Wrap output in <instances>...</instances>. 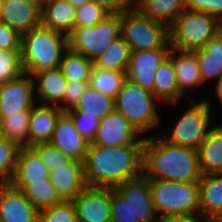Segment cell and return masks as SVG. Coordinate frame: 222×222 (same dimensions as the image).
<instances>
[{
	"mask_svg": "<svg viewBox=\"0 0 222 222\" xmlns=\"http://www.w3.org/2000/svg\"><path fill=\"white\" fill-rule=\"evenodd\" d=\"M145 142L123 146L90 144L84 176L89 187L115 188L120 183L143 175Z\"/></svg>",
	"mask_w": 222,
	"mask_h": 222,
	"instance_id": "cell-1",
	"label": "cell"
},
{
	"mask_svg": "<svg viewBox=\"0 0 222 222\" xmlns=\"http://www.w3.org/2000/svg\"><path fill=\"white\" fill-rule=\"evenodd\" d=\"M143 174L149 180L199 182L201 171L196 149L173 145L159 134L146 136Z\"/></svg>",
	"mask_w": 222,
	"mask_h": 222,
	"instance_id": "cell-2",
	"label": "cell"
},
{
	"mask_svg": "<svg viewBox=\"0 0 222 222\" xmlns=\"http://www.w3.org/2000/svg\"><path fill=\"white\" fill-rule=\"evenodd\" d=\"M68 37L42 25L21 36V63L25 74L58 68Z\"/></svg>",
	"mask_w": 222,
	"mask_h": 222,
	"instance_id": "cell-3",
	"label": "cell"
},
{
	"mask_svg": "<svg viewBox=\"0 0 222 222\" xmlns=\"http://www.w3.org/2000/svg\"><path fill=\"white\" fill-rule=\"evenodd\" d=\"M114 104L115 110L124 115L143 136L164 121L158 111V106L162 103L153 93L127 78L117 93Z\"/></svg>",
	"mask_w": 222,
	"mask_h": 222,
	"instance_id": "cell-4",
	"label": "cell"
},
{
	"mask_svg": "<svg viewBox=\"0 0 222 222\" xmlns=\"http://www.w3.org/2000/svg\"><path fill=\"white\" fill-rule=\"evenodd\" d=\"M220 31L221 21L217 17L185 9L169 26V43L175 50L194 52Z\"/></svg>",
	"mask_w": 222,
	"mask_h": 222,
	"instance_id": "cell-5",
	"label": "cell"
},
{
	"mask_svg": "<svg viewBox=\"0 0 222 222\" xmlns=\"http://www.w3.org/2000/svg\"><path fill=\"white\" fill-rule=\"evenodd\" d=\"M159 217L200 214L198 182L149 180Z\"/></svg>",
	"mask_w": 222,
	"mask_h": 222,
	"instance_id": "cell-6",
	"label": "cell"
},
{
	"mask_svg": "<svg viewBox=\"0 0 222 222\" xmlns=\"http://www.w3.org/2000/svg\"><path fill=\"white\" fill-rule=\"evenodd\" d=\"M189 98L190 107L176 121L173 120L172 130L168 129L160 136L170 144L197 150L206 139L210 127L214 126L211 124L213 104L209 99L203 98L197 102Z\"/></svg>",
	"mask_w": 222,
	"mask_h": 222,
	"instance_id": "cell-7",
	"label": "cell"
},
{
	"mask_svg": "<svg viewBox=\"0 0 222 222\" xmlns=\"http://www.w3.org/2000/svg\"><path fill=\"white\" fill-rule=\"evenodd\" d=\"M120 36L131 51L171 48L169 27L144 15L136 6L121 13Z\"/></svg>",
	"mask_w": 222,
	"mask_h": 222,
	"instance_id": "cell-8",
	"label": "cell"
},
{
	"mask_svg": "<svg viewBox=\"0 0 222 222\" xmlns=\"http://www.w3.org/2000/svg\"><path fill=\"white\" fill-rule=\"evenodd\" d=\"M121 14H109L95 26L75 27L68 36V47L94 61L120 37Z\"/></svg>",
	"mask_w": 222,
	"mask_h": 222,
	"instance_id": "cell-9",
	"label": "cell"
},
{
	"mask_svg": "<svg viewBox=\"0 0 222 222\" xmlns=\"http://www.w3.org/2000/svg\"><path fill=\"white\" fill-rule=\"evenodd\" d=\"M143 136L127 118L117 110L109 112L100 120L93 145L123 146L134 142H145Z\"/></svg>",
	"mask_w": 222,
	"mask_h": 222,
	"instance_id": "cell-10",
	"label": "cell"
},
{
	"mask_svg": "<svg viewBox=\"0 0 222 222\" xmlns=\"http://www.w3.org/2000/svg\"><path fill=\"white\" fill-rule=\"evenodd\" d=\"M34 81L31 75L0 84V117L19 114L22 110H32L36 104Z\"/></svg>",
	"mask_w": 222,
	"mask_h": 222,
	"instance_id": "cell-11",
	"label": "cell"
},
{
	"mask_svg": "<svg viewBox=\"0 0 222 222\" xmlns=\"http://www.w3.org/2000/svg\"><path fill=\"white\" fill-rule=\"evenodd\" d=\"M115 189L130 202L131 214L139 222H158L159 216L152 201L149 179L143 174L120 183Z\"/></svg>",
	"mask_w": 222,
	"mask_h": 222,
	"instance_id": "cell-12",
	"label": "cell"
},
{
	"mask_svg": "<svg viewBox=\"0 0 222 222\" xmlns=\"http://www.w3.org/2000/svg\"><path fill=\"white\" fill-rule=\"evenodd\" d=\"M171 48L131 51L126 78L153 93L155 75L158 67L169 55Z\"/></svg>",
	"mask_w": 222,
	"mask_h": 222,
	"instance_id": "cell-13",
	"label": "cell"
},
{
	"mask_svg": "<svg viewBox=\"0 0 222 222\" xmlns=\"http://www.w3.org/2000/svg\"><path fill=\"white\" fill-rule=\"evenodd\" d=\"M72 202L78 222H112L110 188L88 186Z\"/></svg>",
	"mask_w": 222,
	"mask_h": 222,
	"instance_id": "cell-14",
	"label": "cell"
},
{
	"mask_svg": "<svg viewBox=\"0 0 222 222\" xmlns=\"http://www.w3.org/2000/svg\"><path fill=\"white\" fill-rule=\"evenodd\" d=\"M41 4L30 1L1 0L0 22L23 35L41 25Z\"/></svg>",
	"mask_w": 222,
	"mask_h": 222,
	"instance_id": "cell-15",
	"label": "cell"
},
{
	"mask_svg": "<svg viewBox=\"0 0 222 222\" xmlns=\"http://www.w3.org/2000/svg\"><path fill=\"white\" fill-rule=\"evenodd\" d=\"M39 211L21 189L0 185V222H38Z\"/></svg>",
	"mask_w": 222,
	"mask_h": 222,
	"instance_id": "cell-16",
	"label": "cell"
},
{
	"mask_svg": "<svg viewBox=\"0 0 222 222\" xmlns=\"http://www.w3.org/2000/svg\"><path fill=\"white\" fill-rule=\"evenodd\" d=\"M50 143L73 160L84 162L90 143L75 128L64 112L58 119Z\"/></svg>",
	"mask_w": 222,
	"mask_h": 222,
	"instance_id": "cell-17",
	"label": "cell"
},
{
	"mask_svg": "<svg viewBox=\"0 0 222 222\" xmlns=\"http://www.w3.org/2000/svg\"><path fill=\"white\" fill-rule=\"evenodd\" d=\"M49 174V169L31 147H20L10 184L17 189H22L32 181H47Z\"/></svg>",
	"mask_w": 222,
	"mask_h": 222,
	"instance_id": "cell-18",
	"label": "cell"
},
{
	"mask_svg": "<svg viewBox=\"0 0 222 222\" xmlns=\"http://www.w3.org/2000/svg\"><path fill=\"white\" fill-rule=\"evenodd\" d=\"M64 113L57 106L36 103L31 110L28 125V147L50 142L59 117Z\"/></svg>",
	"mask_w": 222,
	"mask_h": 222,
	"instance_id": "cell-19",
	"label": "cell"
},
{
	"mask_svg": "<svg viewBox=\"0 0 222 222\" xmlns=\"http://www.w3.org/2000/svg\"><path fill=\"white\" fill-rule=\"evenodd\" d=\"M49 179L63 200L78 197L88 187L84 176V164L78 160L50 172Z\"/></svg>",
	"mask_w": 222,
	"mask_h": 222,
	"instance_id": "cell-20",
	"label": "cell"
},
{
	"mask_svg": "<svg viewBox=\"0 0 222 222\" xmlns=\"http://www.w3.org/2000/svg\"><path fill=\"white\" fill-rule=\"evenodd\" d=\"M77 8L66 0H45L41 4V25L69 36L75 28Z\"/></svg>",
	"mask_w": 222,
	"mask_h": 222,
	"instance_id": "cell-21",
	"label": "cell"
},
{
	"mask_svg": "<svg viewBox=\"0 0 222 222\" xmlns=\"http://www.w3.org/2000/svg\"><path fill=\"white\" fill-rule=\"evenodd\" d=\"M32 78L36 102L42 105L58 106L67 84L60 68L34 73Z\"/></svg>",
	"mask_w": 222,
	"mask_h": 222,
	"instance_id": "cell-22",
	"label": "cell"
},
{
	"mask_svg": "<svg viewBox=\"0 0 222 222\" xmlns=\"http://www.w3.org/2000/svg\"><path fill=\"white\" fill-rule=\"evenodd\" d=\"M169 56L173 61L178 89L184 96L188 94L187 92L190 89L195 90L203 85L199 64L194 52H184L171 48Z\"/></svg>",
	"mask_w": 222,
	"mask_h": 222,
	"instance_id": "cell-23",
	"label": "cell"
},
{
	"mask_svg": "<svg viewBox=\"0 0 222 222\" xmlns=\"http://www.w3.org/2000/svg\"><path fill=\"white\" fill-rule=\"evenodd\" d=\"M198 185L200 215L211 221L222 218V173L202 175Z\"/></svg>",
	"mask_w": 222,
	"mask_h": 222,
	"instance_id": "cell-24",
	"label": "cell"
},
{
	"mask_svg": "<svg viewBox=\"0 0 222 222\" xmlns=\"http://www.w3.org/2000/svg\"><path fill=\"white\" fill-rule=\"evenodd\" d=\"M202 175L222 173V124H215L197 149Z\"/></svg>",
	"mask_w": 222,
	"mask_h": 222,
	"instance_id": "cell-25",
	"label": "cell"
},
{
	"mask_svg": "<svg viewBox=\"0 0 222 222\" xmlns=\"http://www.w3.org/2000/svg\"><path fill=\"white\" fill-rule=\"evenodd\" d=\"M194 53L197 57L203 84L212 80L217 81L222 76V31Z\"/></svg>",
	"mask_w": 222,
	"mask_h": 222,
	"instance_id": "cell-26",
	"label": "cell"
},
{
	"mask_svg": "<svg viewBox=\"0 0 222 222\" xmlns=\"http://www.w3.org/2000/svg\"><path fill=\"white\" fill-rule=\"evenodd\" d=\"M153 95L163 104L175 106L185 97L178 89L173 61L168 55L156 71Z\"/></svg>",
	"mask_w": 222,
	"mask_h": 222,
	"instance_id": "cell-27",
	"label": "cell"
},
{
	"mask_svg": "<svg viewBox=\"0 0 222 222\" xmlns=\"http://www.w3.org/2000/svg\"><path fill=\"white\" fill-rule=\"evenodd\" d=\"M135 6L152 20L169 27L185 10V0H135Z\"/></svg>",
	"mask_w": 222,
	"mask_h": 222,
	"instance_id": "cell-28",
	"label": "cell"
},
{
	"mask_svg": "<svg viewBox=\"0 0 222 222\" xmlns=\"http://www.w3.org/2000/svg\"><path fill=\"white\" fill-rule=\"evenodd\" d=\"M130 47L120 36L113 41L94 61L95 68L126 72L130 60Z\"/></svg>",
	"mask_w": 222,
	"mask_h": 222,
	"instance_id": "cell-29",
	"label": "cell"
},
{
	"mask_svg": "<svg viewBox=\"0 0 222 222\" xmlns=\"http://www.w3.org/2000/svg\"><path fill=\"white\" fill-rule=\"evenodd\" d=\"M93 61L70 49L64 51L59 68L67 81H90Z\"/></svg>",
	"mask_w": 222,
	"mask_h": 222,
	"instance_id": "cell-30",
	"label": "cell"
},
{
	"mask_svg": "<svg viewBox=\"0 0 222 222\" xmlns=\"http://www.w3.org/2000/svg\"><path fill=\"white\" fill-rule=\"evenodd\" d=\"M114 109L113 98L100 93L89 85L75 106L69 110L81 111L101 120Z\"/></svg>",
	"mask_w": 222,
	"mask_h": 222,
	"instance_id": "cell-31",
	"label": "cell"
},
{
	"mask_svg": "<svg viewBox=\"0 0 222 222\" xmlns=\"http://www.w3.org/2000/svg\"><path fill=\"white\" fill-rule=\"evenodd\" d=\"M21 190L38 211L63 201L49 178H47V181H32V183L26 184Z\"/></svg>",
	"mask_w": 222,
	"mask_h": 222,
	"instance_id": "cell-32",
	"label": "cell"
},
{
	"mask_svg": "<svg viewBox=\"0 0 222 222\" xmlns=\"http://www.w3.org/2000/svg\"><path fill=\"white\" fill-rule=\"evenodd\" d=\"M31 110L19 111V114L0 117V125L5 139L14 142L19 148L28 147V125Z\"/></svg>",
	"mask_w": 222,
	"mask_h": 222,
	"instance_id": "cell-33",
	"label": "cell"
},
{
	"mask_svg": "<svg viewBox=\"0 0 222 222\" xmlns=\"http://www.w3.org/2000/svg\"><path fill=\"white\" fill-rule=\"evenodd\" d=\"M125 80L126 72L93 67L89 85L100 93L115 99Z\"/></svg>",
	"mask_w": 222,
	"mask_h": 222,
	"instance_id": "cell-34",
	"label": "cell"
},
{
	"mask_svg": "<svg viewBox=\"0 0 222 222\" xmlns=\"http://www.w3.org/2000/svg\"><path fill=\"white\" fill-rule=\"evenodd\" d=\"M18 149L19 147L14 142L5 139L0 125V185L10 184Z\"/></svg>",
	"mask_w": 222,
	"mask_h": 222,
	"instance_id": "cell-35",
	"label": "cell"
},
{
	"mask_svg": "<svg viewBox=\"0 0 222 222\" xmlns=\"http://www.w3.org/2000/svg\"><path fill=\"white\" fill-rule=\"evenodd\" d=\"M31 148L39 155L42 162L49 169V172H52L59 167H66L73 161L71 157L65 155L50 142L38 143Z\"/></svg>",
	"mask_w": 222,
	"mask_h": 222,
	"instance_id": "cell-36",
	"label": "cell"
},
{
	"mask_svg": "<svg viewBox=\"0 0 222 222\" xmlns=\"http://www.w3.org/2000/svg\"><path fill=\"white\" fill-rule=\"evenodd\" d=\"M20 52L21 50L0 49V84L16 79L24 73Z\"/></svg>",
	"mask_w": 222,
	"mask_h": 222,
	"instance_id": "cell-37",
	"label": "cell"
},
{
	"mask_svg": "<svg viewBox=\"0 0 222 222\" xmlns=\"http://www.w3.org/2000/svg\"><path fill=\"white\" fill-rule=\"evenodd\" d=\"M38 222H78L77 213L72 200L39 211Z\"/></svg>",
	"mask_w": 222,
	"mask_h": 222,
	"instance_id": "cell-38",
	"label": "cell"
},
{
	"mask_svg": "<svg viewBox=\"0 0 222 222\" xmlns=\"http://www.w3.org/2000/svg\"><path fill=\"white\" fill-rule=\"evenodd\" d=\"M65 113L72 119L75 128L83 138L91 144L99 127L100 119L76 110H67Z\"/></svg>",
	"mask_w": 222,
	"mask_h": 222,
	"instance_id": "cell-39",
	"label": "cell"
},
{
	"mask_svg": "<svg viewBox=\"0 0 222 222\" xmlns=\"http://www.w3.org/2000/svg\"><path fill=\"white\" fill-rule=\"evenodd\" d=\"M109 14L102 6L90 1L77 8L75 27L95 26Z\"/></svg>",
	"mask_w": 222,
	"mask_h": 222,
	"instance_id": "cell-40",
	"label": "cell"
},
{
	"mask_svg": "<svg viewBox=\"0 0 222 222\" xmlns=\"http://www.w3.org/2000/svg\"><path fill=\"white\" fill-rule=\"evenodd\" d=\"M110 205L112 222H139L131 214L130 202L126 201L115 188H110Z\"/></svg>",
	"mask_w": 222,
	"mask_h": 222,
	"instance_id": "cell-41",
	"label": "cell"
},
{
	"mask_svg": "<svg viewBox=\"0 0 222 222\" xmlns=\"http://www.w3.org/2000/svg\"><path fill=\"white\" fill-rule=\"evenodd\" d=\"M88 86L89 81H67L62 101L57 107L64 112L73 108Z\"/></svg>",
	"mask_w": 222,
	"mask_h": 222,
	"instance_id": "cell-42",
	"label": "cell"
},
{
	"mask_svg": "<svg viewBox=\"0 0 222 222\" xmlns=\"http://www.w3.org/2000/svg\"><path fill=\"white\" fill-rule=\"evenodd\" d=\"M185 9L205 12L222 21V0H185Z\"/></svg>",
	"mask_w": 222,
	"mask_h": 222,
	"instance_id": "cell-43",
	"label": "cell"
},
{
	"mask_svg": "<svg viewBox=\"0 0 222 222\" xmlns=\"http://www.w3.org/2000/svg\"><path fill=\"white\" fill-rule=\"evenodd\" d=\"M21 36L8 25L0 22V49L21 50Z\"/></svg>",
	"mask_w": 222,
	"mask_h": 222,
	"instance_id": "cell-44",
	"label": "cell"
},
{
	"mask_svg": "<svg viewBox=\"0 0 222 222\" xmlns=\"http://www.w3.org/2000/svg\"><path fill=\"white\" fill-rule=\"evenodd\" d=\"M110 14H121L135 7V0H91Z\"/></svg>",
	"mask_w": 222,
	"mask_h": 222,
	"instance_id": "cell-45",
	"label": "cell"
},
{
	"mask_svg": "<svg viewBox=\"0 0 222 222\" xmlns=\"http://www.w3.org/2000/svg\"><path fill=\"white\" fill-rule=\"evenodd\" d=\"M158 222H213L200 214L159 217Z\"/></svg>",
	"mask_w": 222,
	"mask_h": 222,
	"instance_id": "cell-46",
	"label": "cell"
},
{
	"mask_svg": "<svg viewBox=\"0 0 222 222\" xmlns=\"http://www.w3.org/2000/svg\"><path fill=\"white\" fill-rule=\"evenodd\" d=\"M215 82L214 91H216V93L214 95H216L218 101L221 103L220 105H222V76Z\"/></svg>",
	"mask_w": 222,
	"mask_h": 222,
	"instance_id": "cell-47",
	"label": "cell"
},
{
	"mask_svg": "<svg viewBox=\"0 0 222 222\" xmlns=\"http://www.w3.org/2000/svg\"><path fill=\"white\" fill-rule=\"evenodd\" d=\"M75 8H79L83 6L85 3L90 2L91 0H66Z\"/></svg>",
	"mask_w": 222,
	"mask_h": 222,
	"instance_id": "cell-48",
	"label": "cell"
},
{
	"mask_svg": "<svg viewBox=\"0 0 222 222\" xmlns=\"http://www.w3.org/2000/svg\"><path fill=\"white\" fill-rule=\"evenodd\" d=\"M12 1H14V0H12ZM19 1H30V2L42 3L41 0H19Z\"/></svg>",
	"mask_w": 222,
	"mask_h": 222,
	"instance_id": "cell-49",
	"label": "cell"
},
{
	"mask_svg": "<svg viewBox=\"0 0 222 222\" xmlns=\"http://www.w3.org/2000/svg\"><path fill=\"white\" fill-rule=\"evenodd\" d=\"M213 222H222V218L216 219V220L213 221Z\"/></svg>",
	"mask_w": 222,
	"mask_h": 222,
	"instance_id": "cell-50",
	"label": "cell"
}]
</instances>
